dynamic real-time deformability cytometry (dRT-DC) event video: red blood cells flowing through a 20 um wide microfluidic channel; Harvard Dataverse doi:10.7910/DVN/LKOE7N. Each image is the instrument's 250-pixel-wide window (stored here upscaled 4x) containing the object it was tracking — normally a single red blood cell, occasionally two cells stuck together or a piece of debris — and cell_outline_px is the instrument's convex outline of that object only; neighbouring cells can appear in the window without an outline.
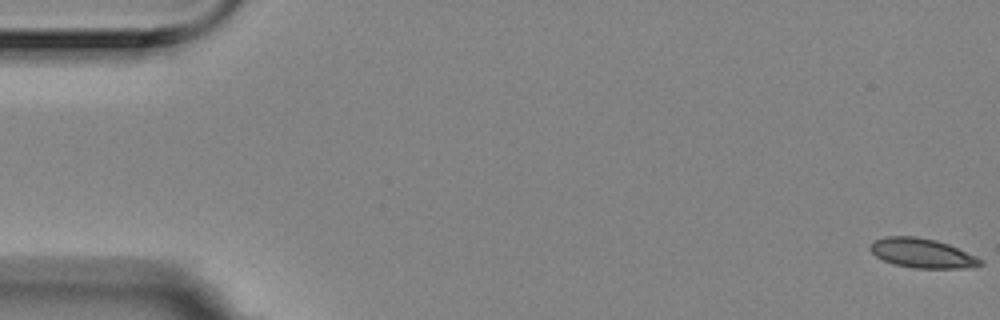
{"species": "Egyptian fruit bat (a non-hibernating species)", "species_latin": "Rousettus aegyptiacus", "temperature_condition": "room temperature", "stored_images_in_passage": 5, "camera_frame_rate_fps": 3000, "um_per_image_px": 0.085, "animal": {"sex": "female"}, "frame": {"image": 1, "passage_image": 1, "time_ms": 0.0, "image_size_px": [1000, 320], "cell_outline_px": [[984, 264], [972, 268], [912, 268], [892, 264], [876, 256], [868, 248], [876, 240], [884, 236], [916, 236], [936, 240], [948, 244], [976, 256], [984, 260]], "centroid_in_image_um": [78.41, 21.53], "position_along_channel_um": 6.6, "area_um2": 19.02}}